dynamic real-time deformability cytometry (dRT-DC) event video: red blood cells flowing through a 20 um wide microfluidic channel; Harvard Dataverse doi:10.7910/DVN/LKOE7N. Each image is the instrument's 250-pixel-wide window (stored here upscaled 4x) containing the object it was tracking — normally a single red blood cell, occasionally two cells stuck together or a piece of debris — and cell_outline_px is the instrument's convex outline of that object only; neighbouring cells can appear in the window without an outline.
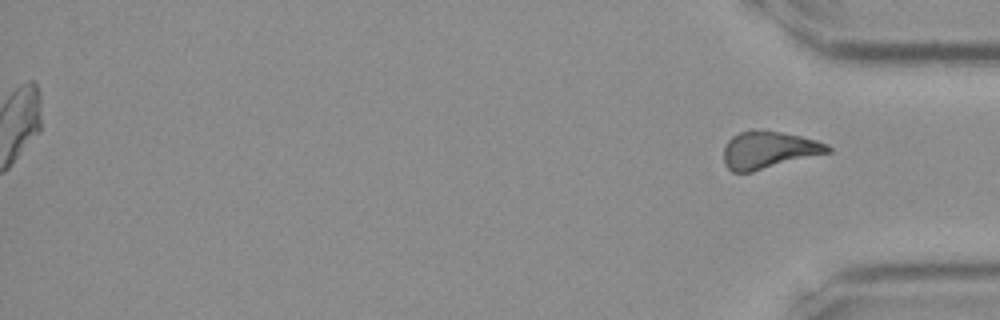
{"species": "Egyptian fruit bat (a non-hibernating species)", "species_latin": "Rousettus aegyptiacus", "temperature_condition": "room temperature", "stored_images_in_passage": 37, "segment_of_instrument_passage": [2, 2], "camera_frame_rate_fps": 3000, "um_per_image_px": 0.085, "frame": {"image": 1, "passage_image": 37, "time_ms": 12.0, "image_size_px": [1000, 320], "cell_outline_px": [[832, 152], [752, 172], [732, 172], [724, 164], [724, 148], [728, 140], [732, 136], [740, 132], [752, 128], [780, 132], [800, 136], [816, 140], [828, 144], [832, 148]], "centroid_in_image_um": [65.34, 12.74], "position_along_channel_um": 369.9, "area_um2": 22.89}}